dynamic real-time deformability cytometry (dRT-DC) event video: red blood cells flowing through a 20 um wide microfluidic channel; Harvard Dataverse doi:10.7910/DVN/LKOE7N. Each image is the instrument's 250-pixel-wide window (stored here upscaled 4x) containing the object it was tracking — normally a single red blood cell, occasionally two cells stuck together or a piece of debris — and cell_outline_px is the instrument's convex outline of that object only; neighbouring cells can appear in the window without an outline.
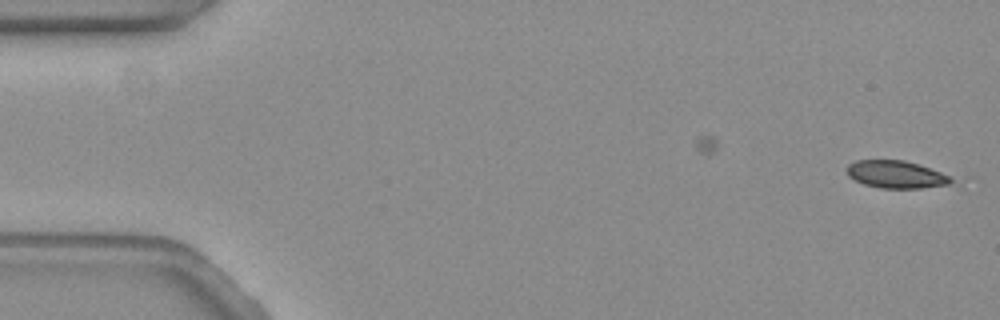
{"species": "common noctule bat (a hibernating species)", "species_latin": "Nyctalus noctula", "temperature_condition": "warm", "stored_images_in_passage": 7, "camera_frame_rate_fps": 3000, "um_per_image_px": 0.085, "animal": {"sex": "female", "body_mass_g": 19.3, "forearm_length_mm": 54.1}, "frame": {"image": 1, "passage_image": 7, "time_ms": 2.0, "image_size_px": [1000, 320], "cell_outline_px": [[976, 176], [964, 188], [880, 188], [864, 184], [848, 176], [848, 164], [856, 160], [904, 160]], "centroid_in_image_um": [76.98, 14.88], "position_along_channel_um": 8.0, "area_um2": 19.94}}